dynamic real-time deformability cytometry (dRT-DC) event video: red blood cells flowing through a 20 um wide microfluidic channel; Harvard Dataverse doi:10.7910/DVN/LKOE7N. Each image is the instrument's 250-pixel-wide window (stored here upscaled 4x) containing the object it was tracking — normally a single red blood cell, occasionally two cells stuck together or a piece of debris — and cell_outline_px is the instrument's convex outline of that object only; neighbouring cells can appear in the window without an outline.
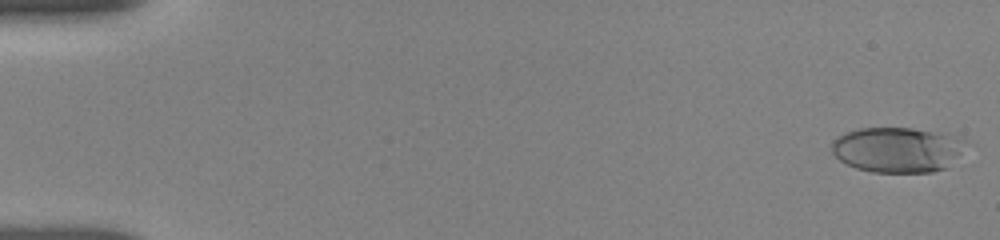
{"species": "human", "species_latin": "Homo sapiens", "temperature_condition": "room temperature", "stored_images_in_passage": 54, "camera_frame_rate_fps": 3000, "um_per_image_px": 0.085, "donor": {"sex": "female"}, "frame": {"image": 1, "passage_image": 1, "time_ms": 0.0, "image_size_px": [1000, 240], "cell_outline_px": [[964, 136], [960, 152], [948, 168], [932, 172], [872, 172], [856, 168], [840, 160], [832, 152], [832, 140], [836, 136], [860, 128], [912, 128]], "centroid_in_image_um": [76.27, 12.72], "position_along_channel_um": 8.7, "area_um2": 35.32}}
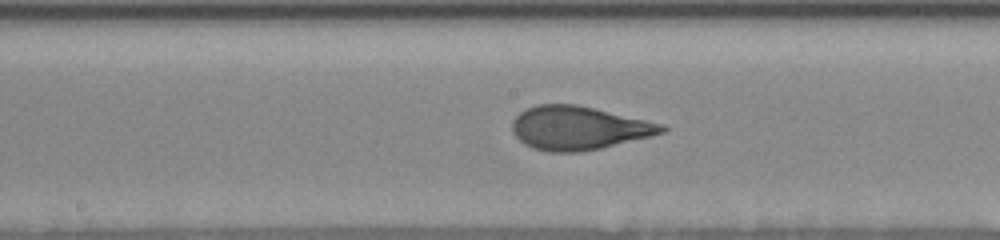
{"frame": {"image": 2, "passage_image": 27, "time_ms": 9.0, "image_size_px": [1000, 240], "cell_outline_px": [[668, 128], [664, 132], [652, 136], [600, 148], [580, 152], [548, 152], [532, 148], [524, 144], [512, 132], [512, 120], [524, 108], [536, 104], [576, 104], [664, 124]], "centroid_in_image_um": [49.15, 10.88], "position_along_channel_um": 199.0, "area_um2": 38.03}}
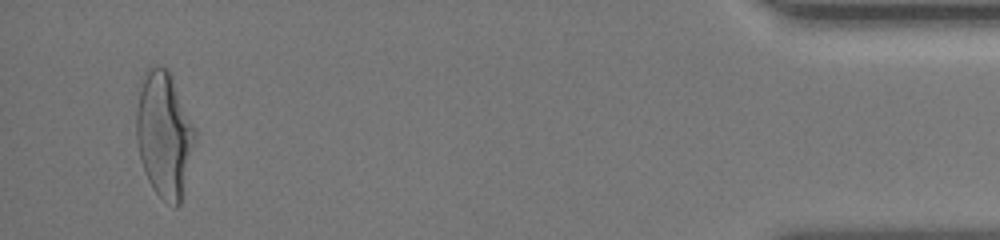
{"frame": {"image": 3, "passage_image": 53, "time_ms": 16.667, "image_size_px": [1000, 240], "cell_outline_px": [[196, 140], [180, 204], [176, 208], [164, 200], [152, 188], [148, 180], [140, 160], [136, 140], [136, 112], [140, 92], [148, 68], [168, 68], [196, 128]], "centroid_in_image_um": [13.98, 11.49], "position_along_channel_um": 421.2, "area_um2": 42.6}, "authors_computed_cell_mechanics": {"area_um2": 37.0498, "velocity_mm_per_s": 3.7972, "shape_relaxation_time_tau1_ms": 4.1969, "shape_relaxation_time_tau2_ms": 0.672, "deformation_change_tau1": 0.1927, "deformation_change_tau2": 0.0794}}